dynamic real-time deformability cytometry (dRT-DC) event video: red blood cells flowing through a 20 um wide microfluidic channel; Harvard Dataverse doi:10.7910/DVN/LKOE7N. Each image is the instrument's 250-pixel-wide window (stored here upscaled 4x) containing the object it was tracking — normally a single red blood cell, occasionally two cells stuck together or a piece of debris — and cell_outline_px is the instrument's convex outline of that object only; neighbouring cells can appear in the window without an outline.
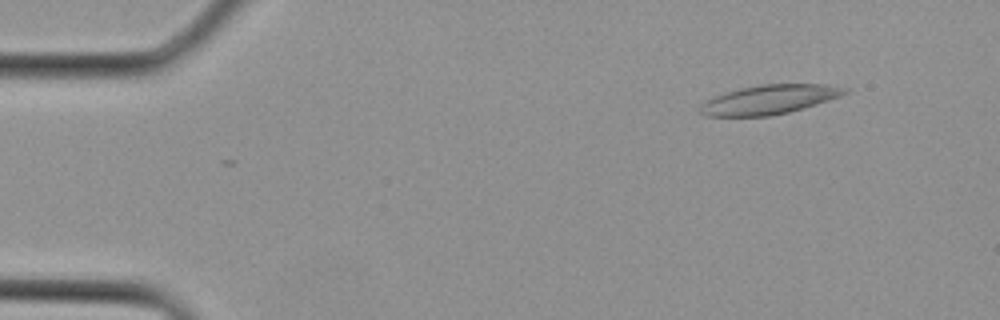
{"species": "Egyptian fruit bat (a non-hibernating species)", "species_latin": "Rousettus aegyptiacus", "temperature_condition": "cold", "stored_images_in_passage": 3, "camera_frame_rate_fps": 3000, "um_per_image_px": 0.085, "animal": {"sex": "female"}, "frame": {"image": 1, "passage_image": 2, "time_ms": 0.333, "image_size_px": [1000, 320], "cell_outline_px": [[848, 92], [840, 96], [804, 108], [788, 112], [768, 116], [704, 116], [700, 112], [700, 104], [716, 96], [740, 88], [760, 84], [828, 84], [848, 88]], "centroid_in_image_um": [65.41, 8.46], "position_along_channel_um": 19.6, "area_um2": 24.45}}